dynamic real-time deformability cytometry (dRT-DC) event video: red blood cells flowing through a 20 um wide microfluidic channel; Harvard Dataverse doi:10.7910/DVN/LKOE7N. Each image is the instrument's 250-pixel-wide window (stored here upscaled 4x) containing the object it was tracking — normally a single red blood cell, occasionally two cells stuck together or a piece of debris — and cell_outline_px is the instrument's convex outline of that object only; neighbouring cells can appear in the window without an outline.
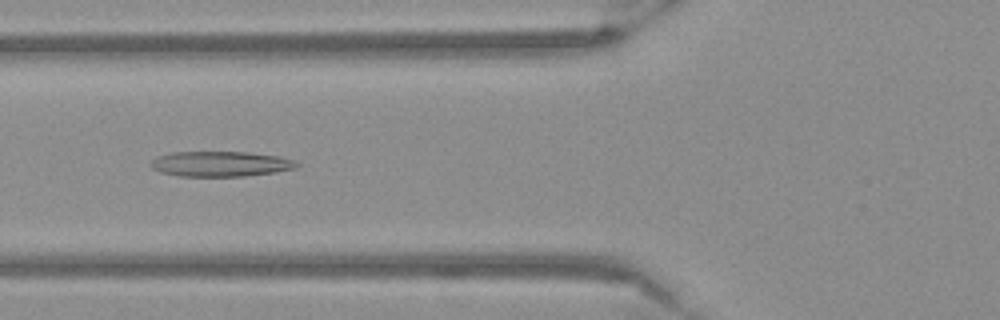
{"species": "Egyptian fruit bat (a non-hibernating species)", "species_latin": "Rousettus aegyptiacus", "temperature_condition": "warm", "stored_images_in_passage": 41, "camera_frame_rate_fps": 3000, "um_per_image_px": 0.085, "frame": {"image": 1, "passage_image": 8, "time_ms": 2.333, "image_size_px": [1000, 320], "cell_outline_px": [[300, 164], [296, 168], [276, 172], [244, 176], [180, 176], [160, 172], [152, 168], [148, 164], [156, 156], [172, 152], [244, 152], [280, 156], [292, 160]], "centroid_in_image_um": [18.71, 13.93], "position_along_channel_um": 107.1, "area_um2": 21.5}}
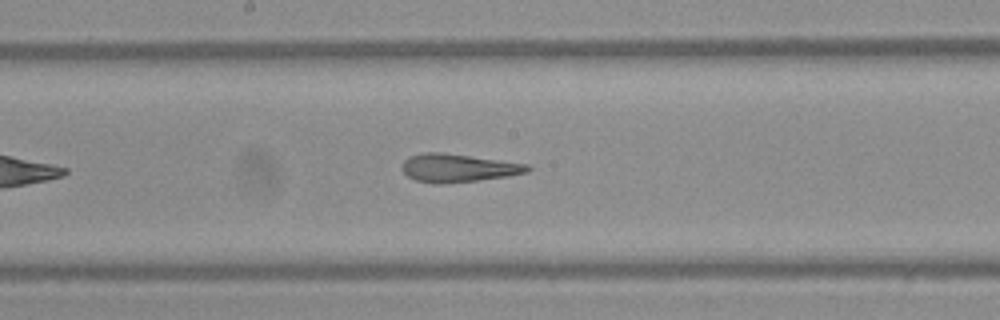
{"frame": {"image": 2, "passage_image": 16, "time_ms": 5.0, "image_size_px": [1000, 320], "cell_outline_px": [[532, 168], [528, 172], [508, 176], [444, 184], [436, 184], [416, 180], [408, 176], [400, 168], [404, 160], [408, 156], [424, 152], [444, 152], [528, 164]], "centroid_in_image_um": [38.91, 14.27], "position_along_channel_um": 209.3, "area_um2": 20.69}}
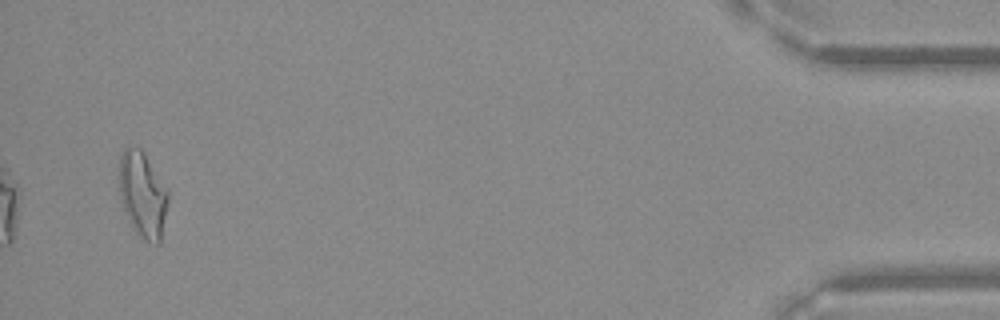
{"frame": {"image": 3, "passage_image": 39, "time_ms": 12.667, "image_size_px": [1000, 320], "cell_outline_px": [[168, 204], [160, 244], [148, 244], [136, 232], [128, 220], [120, 196], [120, 156], [124, 148], [128, 144], [140, 148], [144, 152], [168, 188]], "centroid_in_image_um": [12.15, 16.54], "position_along_channel_um": 423.0, "area_um2": 24.74}}